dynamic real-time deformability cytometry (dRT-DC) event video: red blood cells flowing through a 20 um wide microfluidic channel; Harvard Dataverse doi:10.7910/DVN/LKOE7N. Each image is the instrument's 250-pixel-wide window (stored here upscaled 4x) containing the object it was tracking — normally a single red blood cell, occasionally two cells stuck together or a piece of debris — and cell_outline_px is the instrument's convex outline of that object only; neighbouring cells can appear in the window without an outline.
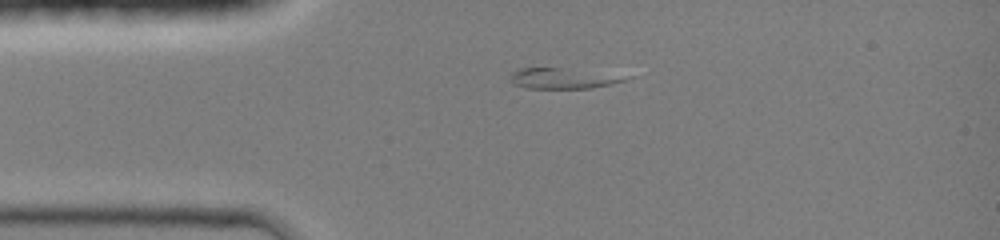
{"species": "common noctule bat (a hibernating species)", "species_latin": "Nyctalus noctula", "temperature_condition": "room temperature", "stored_images_in_passage": 10, "segment_of_instrument_passage": [2, 2], "camera_frame_rate_fps": 3000, "um_per_image_px": 0.085, "animal": {"sex": "female", "body_mass_g": 19.0, "forearm_length_mm": 51.5}, "frame": {"image": 1, "passage_image": 10, "time_ms": 3.0, "image_size_px": [1000, 240], "cell_outline_px": [[624, 80], [608, 84], [588, 88], [528, 88], [512, 84], [512, 72], [516, 68], [560, 68]], "centroid_in_image_um": [47.41, 6.69], "position_along_channel_um": 37.6, "area_um2": 12.14}}